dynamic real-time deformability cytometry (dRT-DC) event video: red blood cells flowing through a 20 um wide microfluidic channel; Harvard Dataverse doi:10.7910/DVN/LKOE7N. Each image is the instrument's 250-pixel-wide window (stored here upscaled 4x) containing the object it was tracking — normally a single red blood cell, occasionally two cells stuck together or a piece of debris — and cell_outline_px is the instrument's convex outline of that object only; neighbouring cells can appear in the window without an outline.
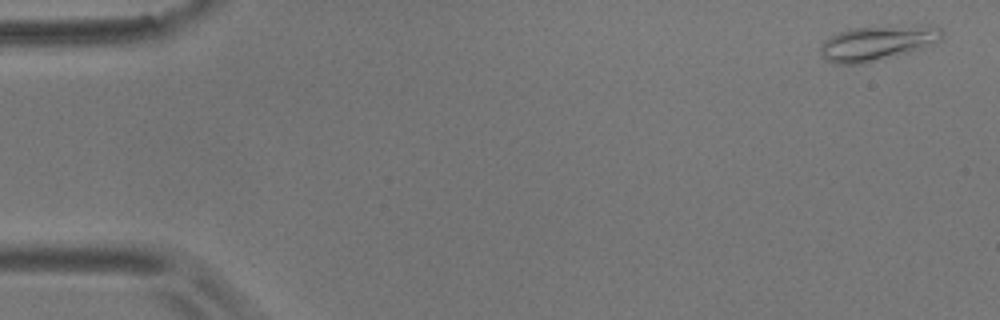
{"species": "common noctule bat (a hibernating species)", "species_latin": "Nyctalus noctula", "temperature_condition": "room temperature", "stored_images_in_passage": 5, "camera_frame_rate_fps": 3000, "um_per_image_px": 0.085, "animal": {"sex": "male", "body_mass_g": 17.9}, "frame": {"image": 1, "passage_image": 1, "time_ms": 0.0, "image_size_px": [1000, 320], "cell_outline_px": [[944, 40], [920, 48], [860, 64], [836, 64], [828, 60], [820, 52], [820, 44], [828, 36], [852, 28], [924, 24], [940, 28], [944, 32]], "centroid_in_image_um": [74.6, 3.62], "position_along_channel_um": 10.4, "area_um2": 24.57}}